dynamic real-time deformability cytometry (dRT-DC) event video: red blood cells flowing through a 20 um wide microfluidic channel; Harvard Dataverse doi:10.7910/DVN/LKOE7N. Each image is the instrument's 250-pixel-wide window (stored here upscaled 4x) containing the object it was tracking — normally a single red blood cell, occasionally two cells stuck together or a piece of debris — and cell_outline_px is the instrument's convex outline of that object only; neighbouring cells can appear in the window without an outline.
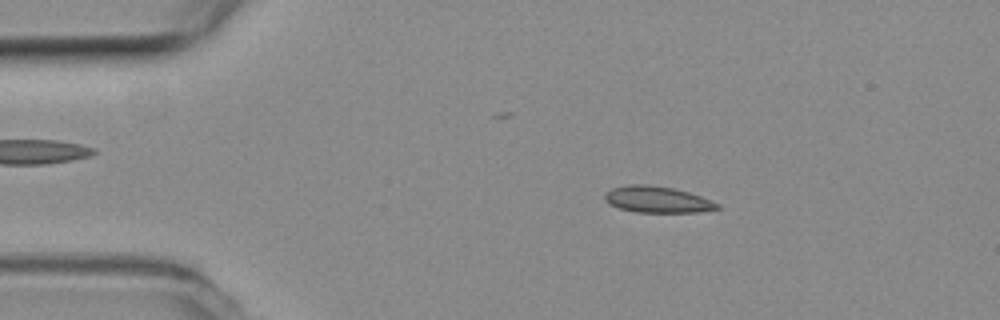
{"species": "common noctule bat (a hibernating species)", "species_latin": "Nyctalus noctula", "temperature_condition": "room temperature", "stored_images_in_passage": 54, "camera_frame_rate_fps": 3000, "um_per_image_px": 0.085, "animal": {"sex": "female", "body_mass_g": 19.3, "forearm_length_mm": 54.1}, "frame": {"image": 1, "passage_image": 8, "time_ms": 2.333, "image_size_px": [1000, 320], "cell_outline_px": [[720, 208], [696, 212], [636, 212], [620, 208], [608, 204], [604, 200], [604, 192], [612, 188], [628, 184], [644, 184], [672, 188], [688, 192], [700, 196], [720, 204]], "centroid_in_image_um": [55.81, 16.95], "position_along_channel_um": 29.2, "area_um2": 17.22}}
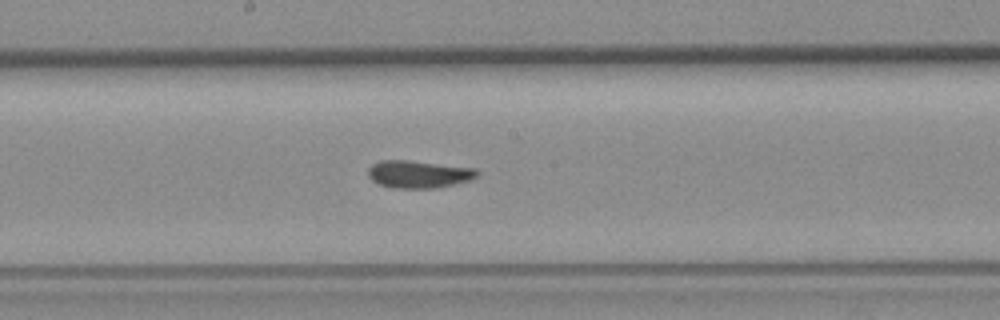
{"frame": {"image": 2, "passage_image": 27, "time_ms": 8.667, "image_size_px": [1000, 320], "cell_outline_px": [[480, 172], [472, 180], [440, 188], [392, 188], [380, 184], [372, 180], [368, 176], [368, 168], [372, 164], [380, 160], [408, 160], [476, 168]], "centroid_in_image_um": [35.61, 14.81], "position_along_channel_um": 212.6, "area_um2": 17.69}}
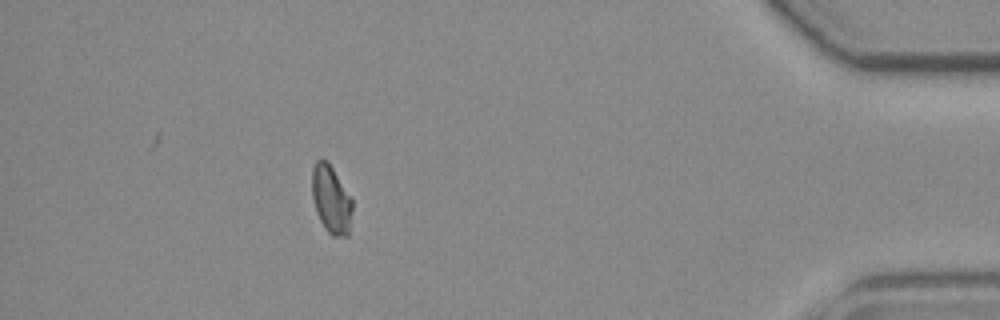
{"frame": {"image": 3, "passage_image": 47, "time_ms": 15.333, "image_size_px": [1000, 320], "cell_outline_px": [[352, 208], [348, 236], [332, 236], [324, 228], [316, 212], [312, 196], [312, 168], [316, 160], [328, 160], [352, 196]], "centroid_in_image_um": [28.15, 16.93], "position_along_channel_um": 407.0, "area_um2": 16.24}, "authors_computed_cell_mechanics": {"area_um2": 16.8776, "velocity_mm_per_s": 3.7605, "shape_relaxation_time_tau1_ms": 4.8503, "shape_relaxation_time_tau2_ms": null, "deformation_change_tau1": 0.1003, "deformation_change_tau2": null}}